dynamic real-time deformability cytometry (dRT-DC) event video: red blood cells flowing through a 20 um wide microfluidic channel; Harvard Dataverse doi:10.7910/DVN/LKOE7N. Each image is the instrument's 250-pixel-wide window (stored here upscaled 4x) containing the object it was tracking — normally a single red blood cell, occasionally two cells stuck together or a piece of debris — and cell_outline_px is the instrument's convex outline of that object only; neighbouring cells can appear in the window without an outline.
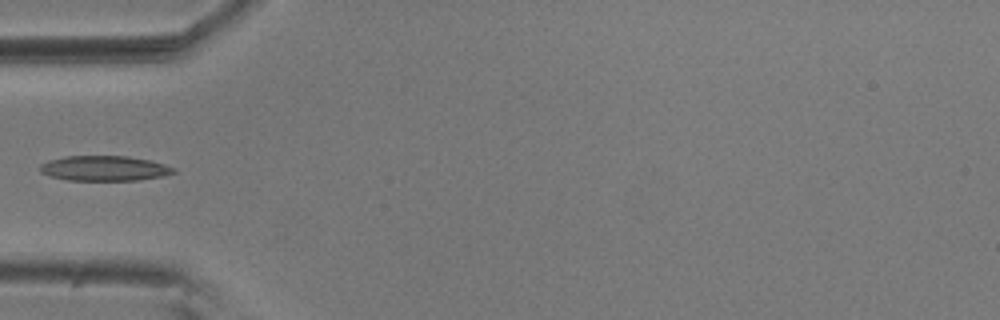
{"species": "common noctule bat (a hibernating species)", "species_latin": "Nyctalus noctula", "temperature_condition": "room temperature", "stored_images_in_passage": 38, "camera_frame_rate_fps": 3000, "um_per_image_px": 0.085, "animal": {"sex": "male", "body_mass_g": 20.5, "forearm_length_mm": 52.5}, "frame": {"image": 1, "passage_image": 1, "time_ms": 0.0, "image_size_px": [1000, 320], "cell_outline_px": [[176, 172], [160, 176], [136, 180], [68, 180], [52, 176], [40, 172], [40, 164], [48, 160], [64, 156], [128, 156], [148, 160], [164, 164], [176, 168]], "centroid_in_image_um": [8.85, 14.3], "position_along_channel_um": 76.2, "area_um2": 19.36}}
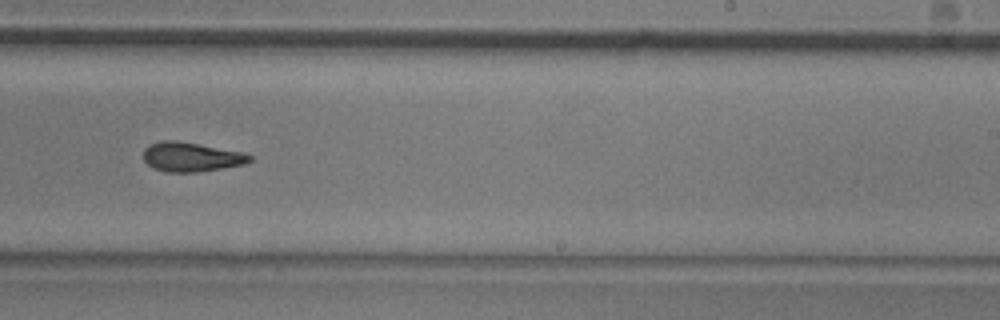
{"frame": {"image": 2, "passage_image": 17, "time_ms": 5.333, "image_size_px": [1000, 320], "cell_outline_px": [[252, 160], [244, 164], [196, 172], [168, 172], [152, 168], [144, 160], [144, 148], [152, 144], [164, 140], [176, 140], [200, 144], [240, 152], [252, 156]], "centroid_in_image_um": [16.22, 13.34], "position_along_channel_um": 272.8, "area_um2": 17.92}}
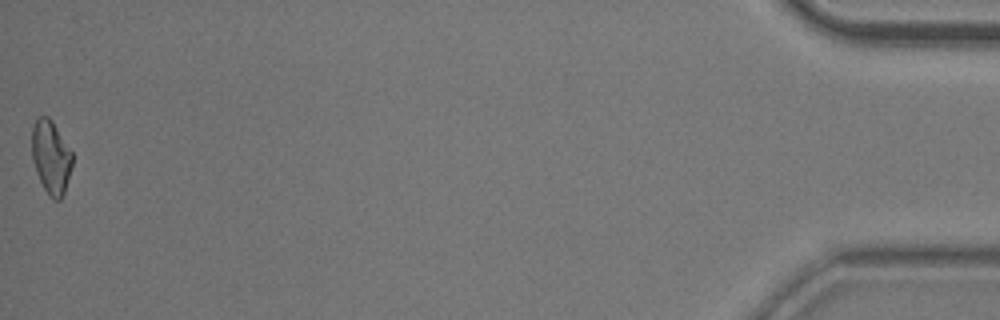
{"frame": {"image": 3, "passage_image": 38, "time_ms": 12.333, "image_size_px": [1000, 320], "cell_outline_px": [[72, 168], [64, 192], [60, 200], [52, 200], [44, 188], [36, 172], [32, 160], [32, 128], [36, 116], [48, 116], [52, 120], [72, 152]], "centroid_in_image_um": [4.32, 13.34], "position_along_channel_um": 430.9, "area_um2": 17.4}}